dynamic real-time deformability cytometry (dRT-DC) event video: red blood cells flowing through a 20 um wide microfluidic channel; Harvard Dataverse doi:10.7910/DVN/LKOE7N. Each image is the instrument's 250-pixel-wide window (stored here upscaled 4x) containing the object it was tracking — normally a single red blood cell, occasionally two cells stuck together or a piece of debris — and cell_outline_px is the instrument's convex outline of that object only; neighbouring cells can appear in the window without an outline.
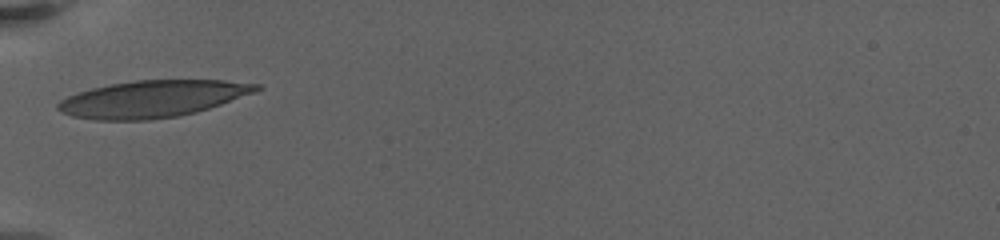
{"species": "human", "species_latin": "Homo sapiens", "temperature_condition": "warm", "stored_images_in_passage": 9, "camera_frame_rate_fps": 3000, "um_per_image_px": 0.085, "donor": {"sex": "female"}, "frame": {"image": 1, "passage_image": 1, "time_ms": 0.0, "image_size_px": [1000, 240], "cell_outline_px": [[264, 88], [256, 92], [196, 112], [176, 116], [148, 120], [96, 120], [72, 116], [56, 108], [56, 104], [60, 100], [68, 96], [92, 88], [108, 84], [136, 80], [224, 80], [260, 84]], "centroid_in_image_um": [12.98, 8.39], "position_along_channel_um": 72.0, "area_um2": 42.48}}
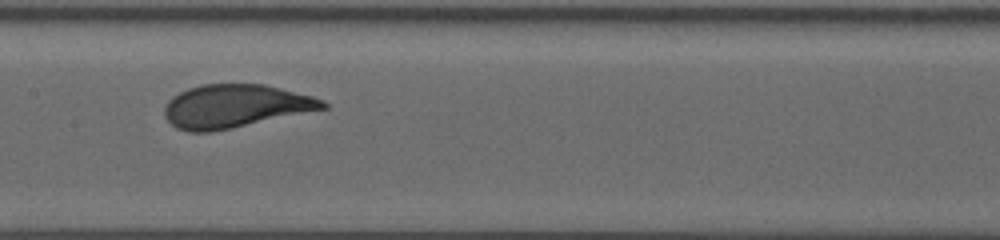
{"frame": {"image": 2, "passage_image": 6, "time_ms": 3.667, "image_size_px": [1000, 240], "cell_outline_px": [[328, 108], [232, 128], [212, 132], [188, 132], [176, 128], [164, 116], [164, 108], [168, 100], [172, 96], [188, 88], [200, 84], [264, 84], [312, 96], [324, 100], [328, 104]], "centroid_in_image_um": [19.97, 9.02], "position_along_channel_um": 187.4, "area_um2": 39.94}}
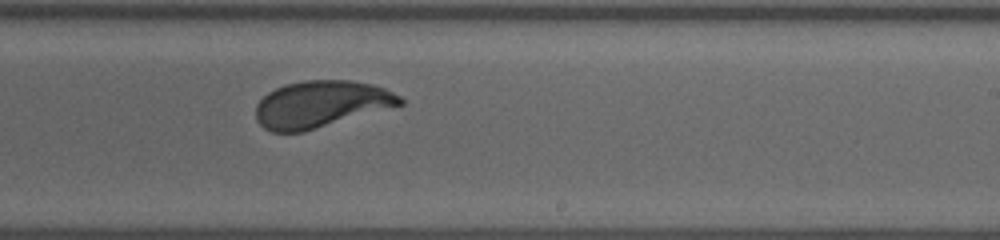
{"frame": {"image": 3, "passage_image": 9, "time_ms": 6.0, "image_size_px": [1000, 240], "cell_outline_px": [[404, 104], [304, 132], [272, 132], [264, 128], [256, 120], [256, 104], [268, 92], [284, 84], [304, 80], [352, 80], [372, 84], [384, 88], [400, 96], [404, 100]], "centroid_in_image_um": [27.27, 8.85], "position_along_channel_um": 261.7, "area_um2": 39.42}}